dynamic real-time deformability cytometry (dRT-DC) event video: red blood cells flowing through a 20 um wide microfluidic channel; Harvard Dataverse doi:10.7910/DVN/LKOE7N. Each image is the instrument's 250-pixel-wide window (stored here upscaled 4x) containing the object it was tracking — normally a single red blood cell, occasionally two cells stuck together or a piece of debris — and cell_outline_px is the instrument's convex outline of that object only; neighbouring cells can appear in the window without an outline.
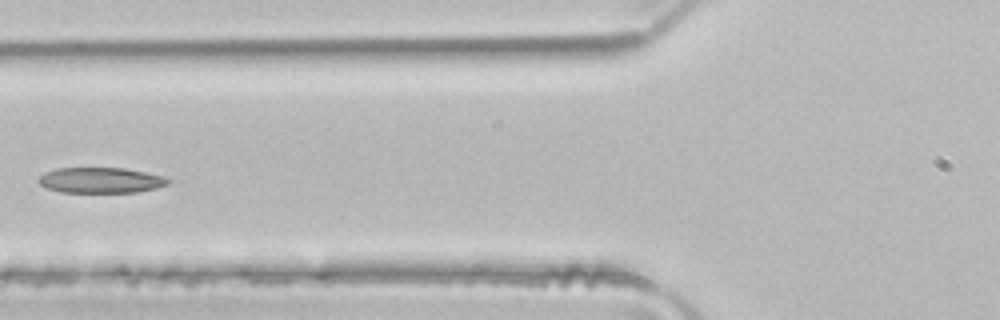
{"species": "common noctule bat (a hibernating species)", "species_latin": "Nyctalus noctula", "temperature_condition": "room temperature", "stored_images_in_passage": 6, "camera_frame_rate_fps": 3000, "um_per_image_px": 0.085, "animal": {"sex": "male", "body_mass_g": 21.5, "forearm_length_mm": 52.0}, "frame": {"image": 1, "passage_image": 5, "time_ms": 1.333, "image_size_px": [1000, 320], "cell_outline_px": [[172, 180], [168, 184], [156, 188], [136, 192], [60, 192], [44, 188], [36, 180], [44, 172], [56, 168], [124, 168], [164, 176]], "centroid_in_image_um": [8.53, 15.32], "position_along_channel_um": 117.3, "area_um2": 19.42}}
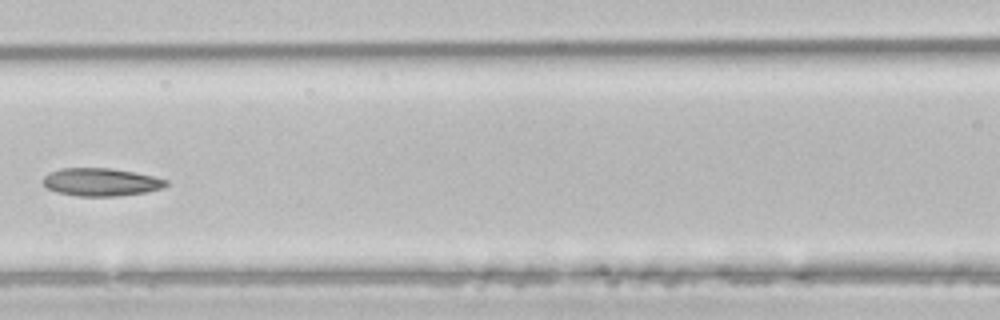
{"frame": {"image": 2, "passage_image": 6, "time_ms": 1.667, "image_size_px": [1000, 320], "cell_outline_px": [[168, 184], [164, 188], [148, 192], [116, 196], [76, 196], [56, 192], [48, 188], [44, 184], [44, 176], [60, 168], [108, 168], [132, 172], [152, 176], [168, 180]], "centroid_in_image_um": [8.61, 15.48], "position_along_channel_um": 158.0, "area_um2": 19.88}}